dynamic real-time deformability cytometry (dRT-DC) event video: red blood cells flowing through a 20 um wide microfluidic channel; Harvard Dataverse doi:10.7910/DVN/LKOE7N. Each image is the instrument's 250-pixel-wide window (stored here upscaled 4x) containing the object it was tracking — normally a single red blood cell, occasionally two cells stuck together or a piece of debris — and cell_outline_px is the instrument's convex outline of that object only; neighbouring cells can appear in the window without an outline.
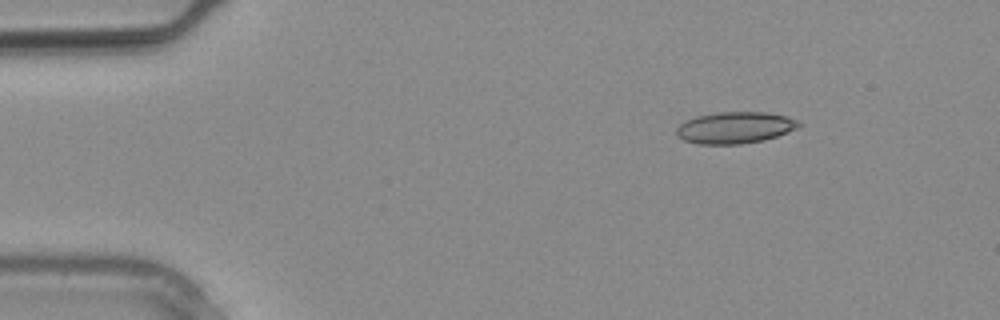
{"species": "common noctule bat (a hibernating species)", "species_latin": "Nyctalus noctula", "temperature_condition": "warm", "stored_images_in_passage": 2, "camera_frame_rate_fps": 3000, "um_per_image_px": 0.085, "animal": {"sex": "male", "body_mass_g": 20.4}, "frame": {"image": 1, "passage_image": 1, "time_ms": 0.0, "image_size_px": [1000, 320], "cell_outline_px": [[804, 124], [796, 128], [776, 136], [764, 140], [740, 144], [700, 144], [684, 140], [676, 136], [676, 128], [680, 124], [696, 116], [720, 112], [764, 112], [788, 116]], "centroid_in_image_um": [62.47, 10.85], "position_along_channel_um": 22.5, "area_um2": 22.43}}